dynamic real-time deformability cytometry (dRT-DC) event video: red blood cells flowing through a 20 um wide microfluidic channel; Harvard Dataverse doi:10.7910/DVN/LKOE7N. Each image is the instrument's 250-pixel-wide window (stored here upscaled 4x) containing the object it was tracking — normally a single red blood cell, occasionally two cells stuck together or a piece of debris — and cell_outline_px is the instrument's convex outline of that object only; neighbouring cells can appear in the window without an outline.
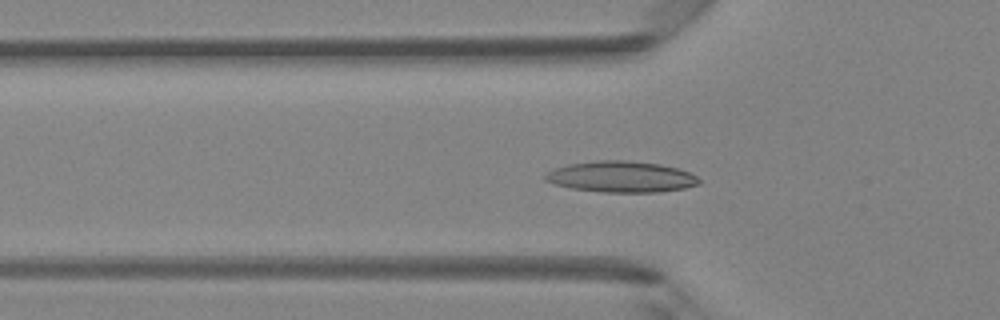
{"species": "Egyptian fruit bat (a non-hibernating species)", "species_latin": "Rousettus aegyptiacus", "temperature_condition": "room temperature", "stored_images_in_passage": 40, "camera_frame_rate_fps": 3000, "um_per_image_px": 0.085, "animal": {"sex": "female"}, "frame": {"image": 1, "passage_image": 8, "time_ms": 2.333, "image_size_px": [1000, 320], "cell_outline_px": [[700, 184], [684, 188], [660, 192], [604, 192], [572, 188], [552, 184], [544, 180], [544, 176], [548, 172], [556, 168], [568, 164], [600, 160], [624, 160], [660, 164], [676, 168], [688, 172], [696, 176], [700, 180]], "centroid_in_image_um": [52.79, 15.03], "position_along_channel_um": 73.0, "area_um2": 27.74}}
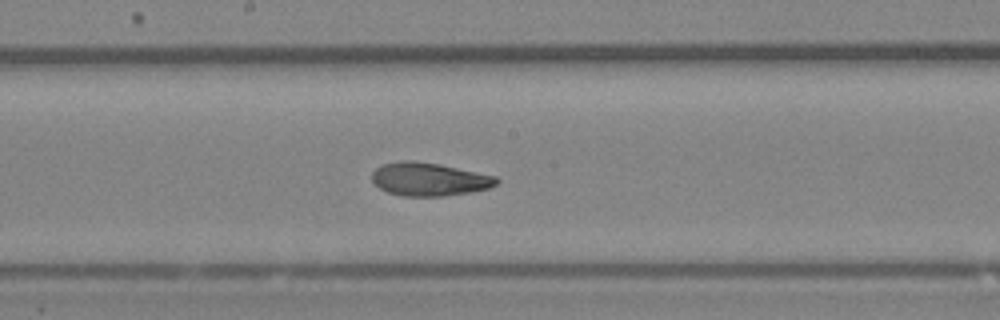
{"frame": {"image": 2, "passage_image": 18, "time_ms": 5.667, "image_size_px": [1000, 320], "cell_outline_px": [[500, 180], [496, 184], [488, 188], [472, 192], [444, 196], [400, 196], [388, 192], [380, 188], [372, 180], [372, 172], [376, 168], [384, 164], [400, 160], [412, 160], [440, 164], [496, 176]], "centroid_in_image_um": [36.48, 15.23], "position_along_channel_um": 211.7, "area_um2": 24.16}}
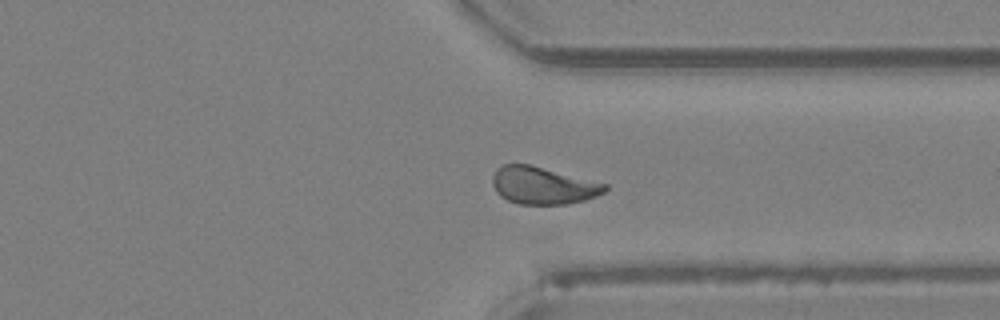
{"frame": {"image": 3, "passage_image": 29, "time_ms": 9.333, "image_size_px": [1000, 320], "cell_outline_px": [[608, 188], [604, 192], [596, 196], [584, 200], [568, 204], [520, 204], [508, 200], [500, 196], [496, 192], [492, 184], [492, 176], [496, 168], [504, 164], [528, 164], [608, 184]], "centroid_in_image_um": [46.13, 15.77], "position_along_channel_um": 365.3, "area_um2": 24.39}, "authors_computed_cell_mechanics": {"area_um2": 24.4494, "velocity_mm_per_s": 4.1686, "shape_relaxation_time_tau1_ms": 6.1897, "shape_relaxation_time_tau2_ms": 1.5591, "deformation_change_tau1": 0.1698, "deformation_change_tau2": 0.072}}